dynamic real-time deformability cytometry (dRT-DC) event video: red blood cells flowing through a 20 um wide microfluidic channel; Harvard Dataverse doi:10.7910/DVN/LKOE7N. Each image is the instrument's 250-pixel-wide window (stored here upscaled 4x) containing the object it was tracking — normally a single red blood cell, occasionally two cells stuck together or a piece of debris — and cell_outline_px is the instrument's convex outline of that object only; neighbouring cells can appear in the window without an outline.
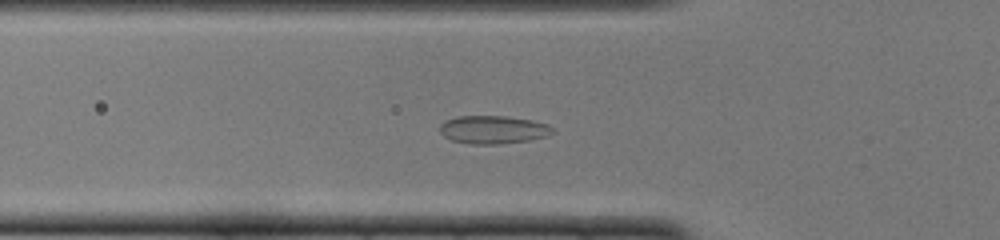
{"species": "common noctule bat (a hibernating species)", "species_latin": "Nyctalus noctula", "temperature_condition": "cold", "stored_images_in_passage": 46, "camera_frame_rate_fps": 3000, "um_per_image_px": 0.085, "animal": {"sex": "female", "body_mass_g": 22.0, "forearm_length_mm": 56.7}, "frame": {"image": 1, "passage_image": 13, "time_ms": 4.0, "image_size_px": [1000, 240], "cell_outline_px": [[552, 132], [548, 136], [528, 140], [500, 144], [468, 144], [452, 140], [444, 136], [440, 132], [440, 124], [444, 120], [456, 116], [508, 116], [532, 120], [548, 124], [552, 128]], "centroid_in_image_um": [41.89, 11.01], "position_along_channel_um": 83.9, "area_um2": 18.55}}
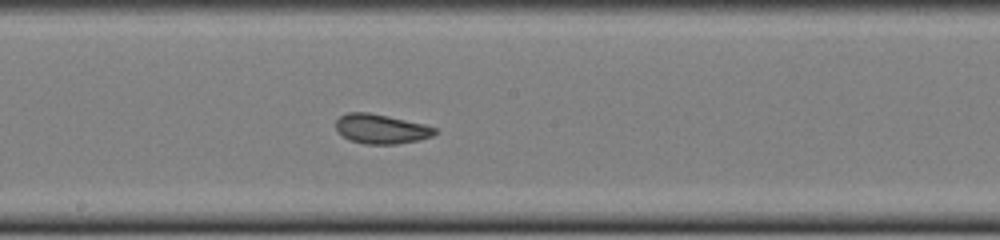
{"frame": {"image": 2, "passage_image": 23, "time_ms": 7.333, "image_size_px": [1000, 240], "cell_outline_px": [[440, 132], [432, 136], [420, 140], [396, 144], [364, 144], [348, 140], [336, 132], [336, 120], [340, 116], [348, 112], [368, 112], [388, 116], [424, 124], [436, 128]], "centroid_in_image_um": [32.39, 10.97], "position_along_channel_um": 215.8, "area_um2": 17.28}}
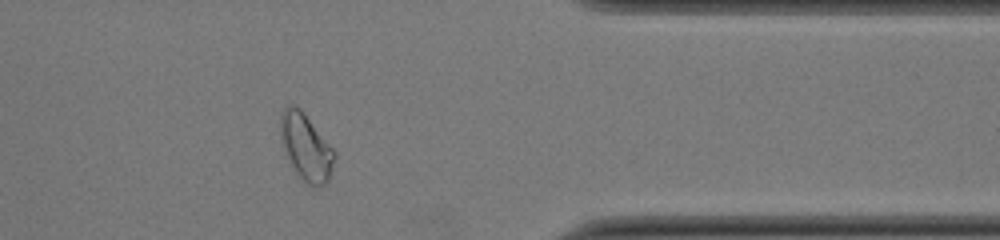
{"frame": {"image": 3, "passage_image": 37, "time_ms": 12.0, "image_size_px": [1000, 240], "cell_outline_px": [[336, 156], [328, 180], [324, 184], [316, 188], [312, 188], [296, 172], [284, 148], [280, 136], [280, 120], [284, 108], [288, 104], [292, 104], [300, 108], [336, 152]], "centroid_in_image_um": [26.02, 12.5], "position_along_channel_um": 385.4, "area_um2": 20.63}, "authors_computed_cell_mechanics": {"area_um2": 18.5827, "velocity_mm_per_s": 3.9569, "shape_relaxation_time_tau1_ms": null, "shape_relaxation_time_tau2_ms": 1.3083, "deformation_change_tau1": null, "deformation_change_tau2": 0.0661}}